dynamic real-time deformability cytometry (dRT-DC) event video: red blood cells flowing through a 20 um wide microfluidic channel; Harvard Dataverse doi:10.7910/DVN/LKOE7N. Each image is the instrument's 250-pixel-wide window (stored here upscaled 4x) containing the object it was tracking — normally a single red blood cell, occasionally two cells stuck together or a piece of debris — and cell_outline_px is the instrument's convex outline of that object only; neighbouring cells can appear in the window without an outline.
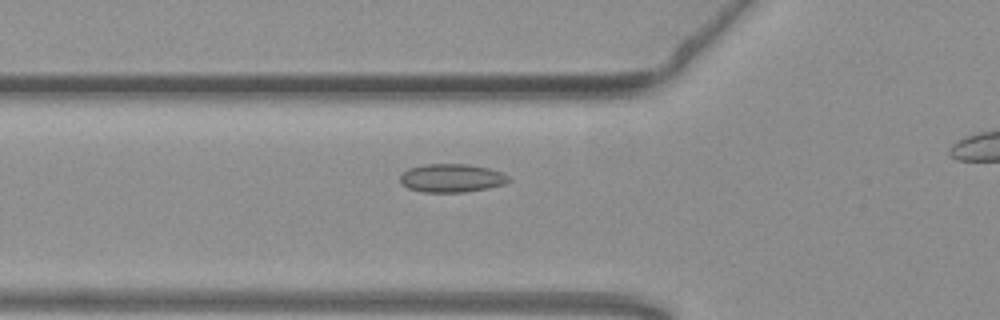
{"species": "common noctule bat (a hibernating species)", "species_latin": "Nyctalus noctula", "temperature_condition": "warm", "stored_images_in_passage": 43, "camera_frame_rate_fps": 3000, "um_per_image_px": 0.085, "animal": {"sex": "female", "body_mass_g": 19.3, "forearm_length_mm": 54.1}, "frame": {"image": 1, "passage_image": 17, "time_ms": 5.333, "image_size_px": [1000, 320], "cell_outline_px": [[512, 180], [504, 184], [488, 188], [464, 192], [424, 192], [408, 188], [400, 184], [400, 176], [408, 168], [424, 164], [468, 164], [488, 168], [500, 172], [508, 176]], "centroid_in_image_um": [38.37, 15.13], "position_along_channel_um": 87.4, "area_um2": 17.98}}
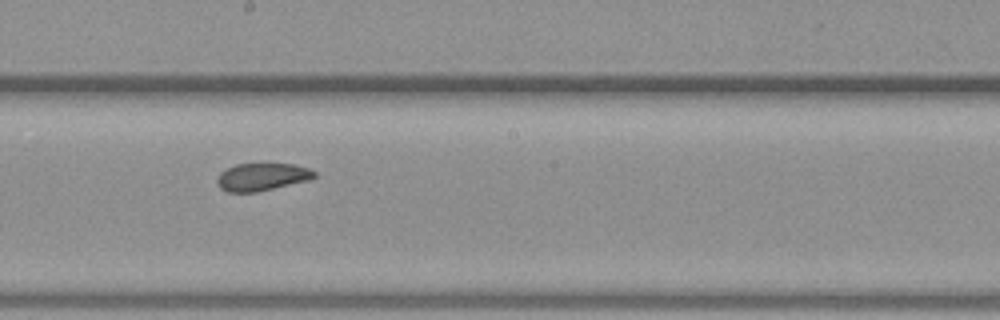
{"frame": {"image": 2, "passage_image": 28, "time_ms": 9.0, "image_size_px": [1000, 320], "cell_outline_px": [[316, 176], [308, 180], [256, 192], [228, 192], [220, 188], [216, 184], [216, 180], [220, 172], [236, 164], [296, 164], [308, 168], [316, 172]], "centroid_in_image_um": [22.24, 15.03], "position_along_channel_um": 226.0, "area_um2": 15.55}}
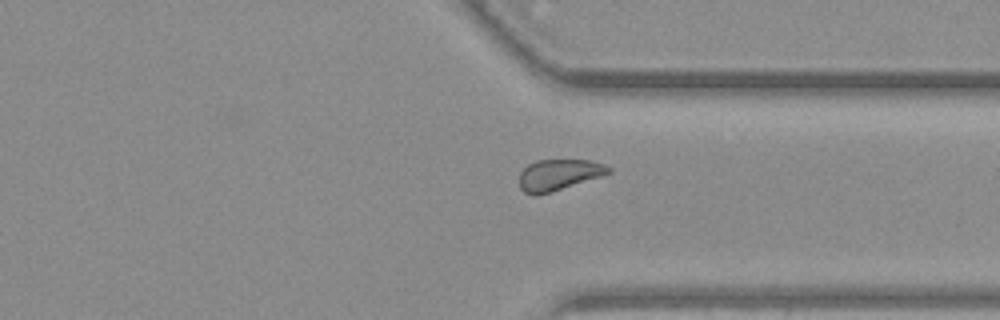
{"frame": {"image": 3, "passage_image": 39, "time_ms": 12.667, "image_size_px": [1000, 320], "cell_outline_px": [[612, 172], [600, 176], [536, 196], [532, 196], [524, 192], [520, 188], [520, 172], [528, 164], [536, 160], [588, 160], [604, 164], [612, 168]], "centroid_in_image_um": [47.46, 14.85], "position_along_channel_um": 363.9, "area_um2": 15.95}}